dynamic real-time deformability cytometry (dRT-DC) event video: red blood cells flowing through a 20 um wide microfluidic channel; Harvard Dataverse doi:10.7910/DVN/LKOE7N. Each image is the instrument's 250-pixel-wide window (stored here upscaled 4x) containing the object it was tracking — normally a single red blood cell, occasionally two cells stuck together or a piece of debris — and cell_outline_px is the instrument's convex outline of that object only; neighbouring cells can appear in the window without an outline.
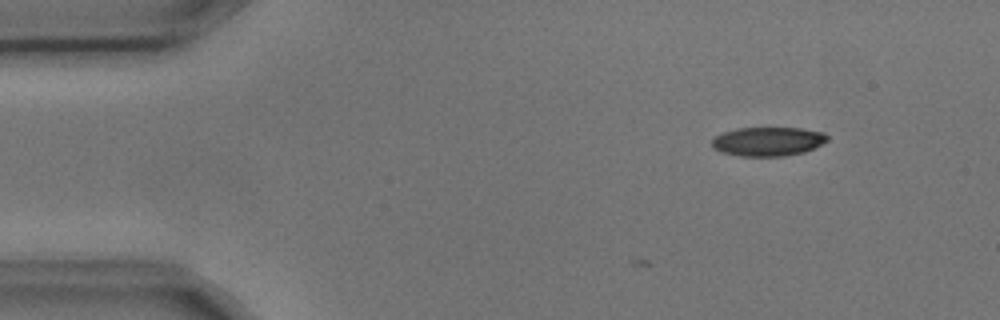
{"species": "common noctule bat (a hibernating species)", "species_latin": "Nyctalus noctula", "temperature_condition": "cold", "stored_images_in_passage": 5, "camera_frame_rate_fps": 3000, "um_per_image_px": 0.085, "animal": {"sex": "male", "body_mass_g": 17.9, "forearm_length_mm": 54.2}, "frame": {"image": 1, "passage_image": 2, "time_ms": 0.333, "image_size_px": [1000, 320], "cell_outline_px": [[828, 140], [804, 152], [784, 156], [740, 156], [720, 152], [712, 148], [712, 140], [716, 136], [724, 132], [736, 128], [800, 128], [824, 132], [828, 136]], "centroid_in_image_um": [65.25, 12.02], "position_along_channel_um": 19.7, "area_um2": 19.48}}